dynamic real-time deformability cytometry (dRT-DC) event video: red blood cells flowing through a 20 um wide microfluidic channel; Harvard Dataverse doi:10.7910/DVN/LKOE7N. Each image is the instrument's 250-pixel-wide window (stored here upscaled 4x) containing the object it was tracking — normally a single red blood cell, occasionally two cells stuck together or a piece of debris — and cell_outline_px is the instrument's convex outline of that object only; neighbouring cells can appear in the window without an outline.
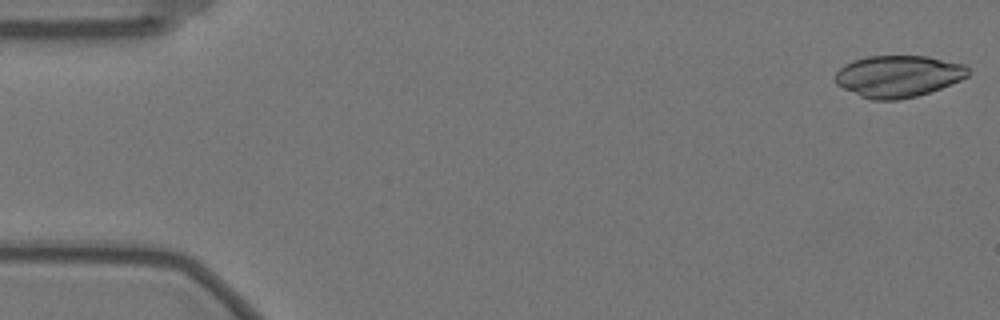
{"species": "Egyptian fruit bat (a non-hibernating species)", "species_latin": "Rousettus aegyptiacus", "temperature_condition": "warm", "stored_images_in_passage": 56, "camera_frame_rate_fps": 3000, "um_per_image_px": 0.085, "animal": {"sex": "female"}, "frame": {"image": 1, "passage_image": 1, "time_ms": 0.0, "image_size_px": [1000, 320], "cell_outline_px": [[968, 76], [960, 80], [940, 88], [916, 96], [900, 100], [872, 100], [860, 96], [836, 84], [836, 72], [844, 64], [852, 60], [868, 56], [928, 56], [964, 64], [968, 68]], "centroid_in_image_um": [76.34, 6.47], "position_along_channel_um": 8.7, "area_um2": 32.25}}